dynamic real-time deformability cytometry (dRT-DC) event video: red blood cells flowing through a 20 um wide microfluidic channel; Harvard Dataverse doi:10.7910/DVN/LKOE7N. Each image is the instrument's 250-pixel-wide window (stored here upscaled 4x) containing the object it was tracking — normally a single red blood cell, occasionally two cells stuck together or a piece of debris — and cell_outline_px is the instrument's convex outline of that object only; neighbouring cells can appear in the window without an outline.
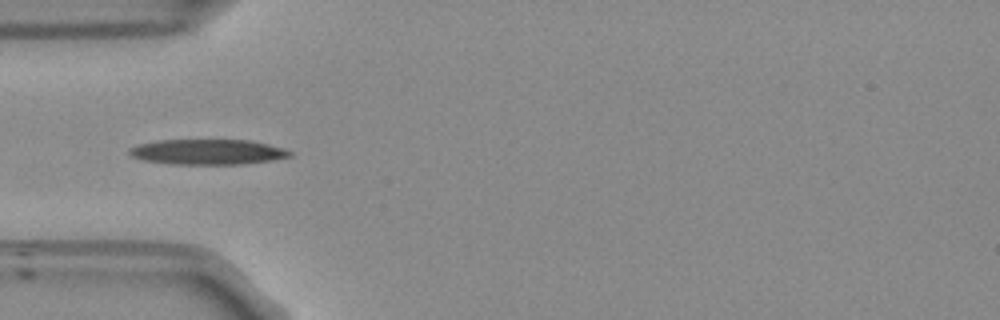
{"species": "Egyptian fruit bat (a non-hibernating species)", "species_latin": "Rousettus aegyptiacus", "temperature_condition": "room temperature", "stored_images_in_passage": 12, "camera_frame_rate_fps": 3000, "um_per_image_px": 0.085, "frame": {"image": 1, "passage_image": 3, "time_ms": 0.667, "image_size_px": [1000, 320], "cell_outline_px": [[292, 156], [272, 160], [240, 164], [176, 164], [144, 160], [132, 156], [128, 152], [128, 148], [136, 144], [160, 140], [252, 140], [284, 148], [292, 152]], "centroid_in_image_um": [17.65, 12.9], "position_along_channel_um": 67.3, "area_um2": 23.64}}